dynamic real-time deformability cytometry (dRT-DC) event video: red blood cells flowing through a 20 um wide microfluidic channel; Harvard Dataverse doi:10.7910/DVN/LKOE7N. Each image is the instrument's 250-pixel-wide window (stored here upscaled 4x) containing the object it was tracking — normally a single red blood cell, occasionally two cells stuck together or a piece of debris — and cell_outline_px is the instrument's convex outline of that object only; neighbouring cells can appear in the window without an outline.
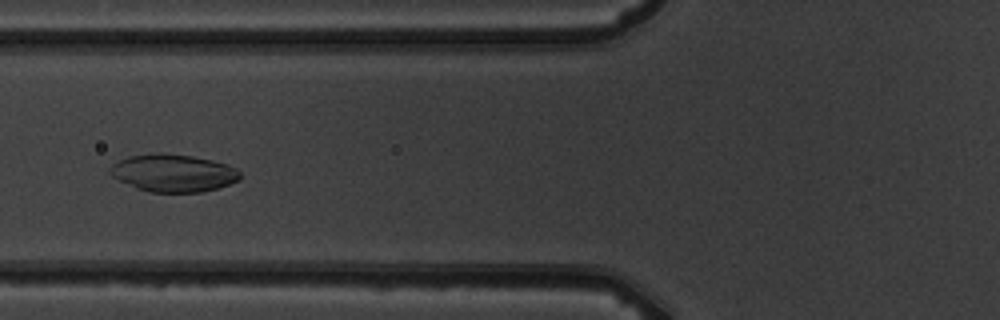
{"species": "common noctule bat (a hibernating species)", "species_latin": "Nyctalus noctula", "temperature_condition": "warm", "stored_images_in_passage": 9, "camera_frame_rate_fps": 3000, "um_per_image_px": 0.085, "animal": {"sex": "male", "body_mass_g": 19.5, "forearm_length_mm": 54.6}, "frame": {"image": 1, "passage_image": 6, "time_ms": 5.667, "image_size_px": [1000, 320], "cell_outline_px": [[240, 180], [216, 188], [200, 192], [148, 192], [136, 188], [112, 176], [108, 172], [108, 168], [112, 164], [128, 156], [160, 152], [192, 156], [212, 160], [228, 164], [236, 168], [240, 172]], "centroid_in_image_um": [14.71, 14.69], "position_along_channel_um": 111.1, "area_um2": 28.5}}
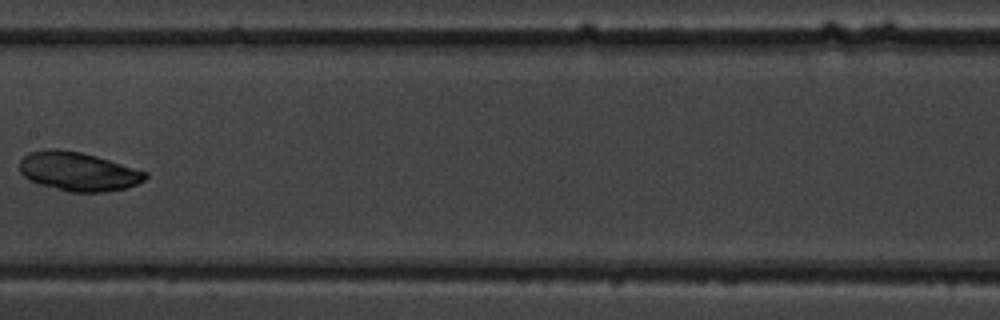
{"frame": {"image": 2, "passage_image": 8, "time_ms": 8.0, "image_size_px": [1000, 320], "cell_outline_px": [[148, 176], [144, 180], [136, 184], [124, 188], [104, 192], [68, 192], [40, 184], [24, 176], [20, 172], [20, 160], [28, 152], [44, 148], [56, 148], [80, 152], [96, 156], [148, 172]], "centroid_in_image_um": [6.63, 14.56], "position_along_channel_um": 200.8, "area_um2": 28.44}}
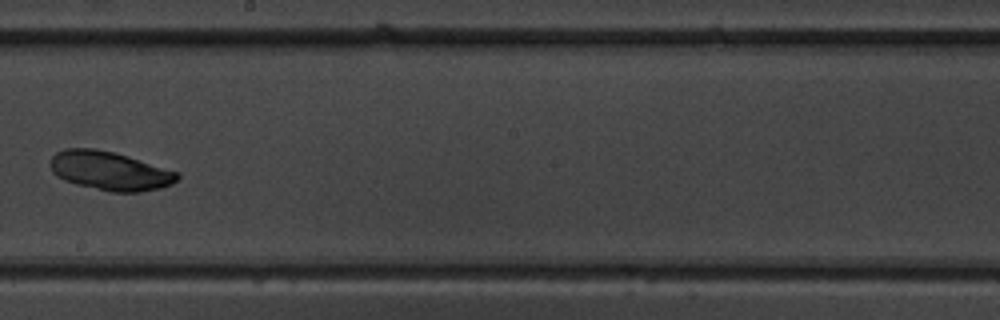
{"frame": {"image": 3, "passage_image": 9, "time_ms": 9.0, "image_size_px": [1000, 320], "cell_outline_px": [[180, 176], [172, 184], [160, 188], [140, 192], [112, 192], [76, 184], [64, 180], [56, 176], [52, 172], [48, 164], [52, 156], [56, 152], [64, 148], [96, 148], [128, 156], [180, 172]], "centroid_in_image_um": [9.32, 14.51], "position_along_channel_um": 238.9, "area_um2": 28.96}}